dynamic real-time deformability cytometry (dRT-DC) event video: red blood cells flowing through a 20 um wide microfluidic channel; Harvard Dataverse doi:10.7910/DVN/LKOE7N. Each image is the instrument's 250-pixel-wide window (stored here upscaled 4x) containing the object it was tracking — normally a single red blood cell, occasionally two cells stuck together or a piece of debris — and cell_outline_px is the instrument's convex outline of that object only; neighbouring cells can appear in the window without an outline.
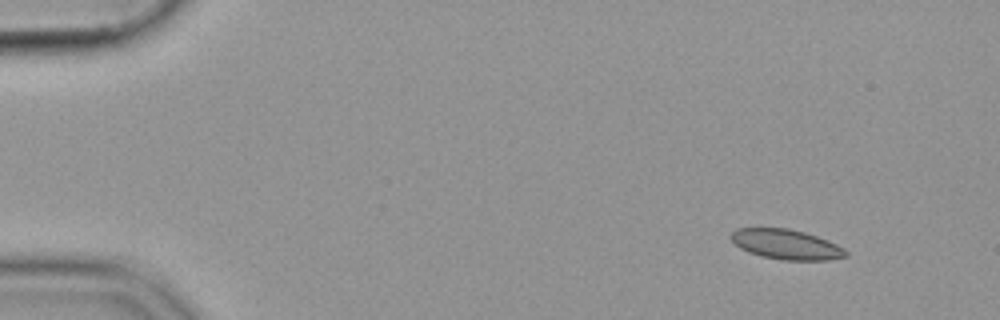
{"species": "common noctule bat (a hibernating species)", "species_latin": "Nyctalus noctula", "temperature_condition": "cold", "stored_images_in_passage": 50, "camera_frame_rate_fps": 3000, "um_per_image_px": 0.085, "animal": {"sex": "female", "body_mass_g": 19.9}, "frame": {"image": 1, "passage_image": 1, "time_ms": 0.0, "image_size_px": [1000, 320], "cell_outline_px": [[848, 256], [828, 260], [784, 260], [760, 256], [748, 252], [740, 248], [728, 236], [736, 228], [788, 228], [804, 232], [828, 240], [844, 248], [848, 252]], "centroid_in_image_um": [66.82, 20.77], "position_along_channel_um": 18.2, "area_um2": 20.11}}
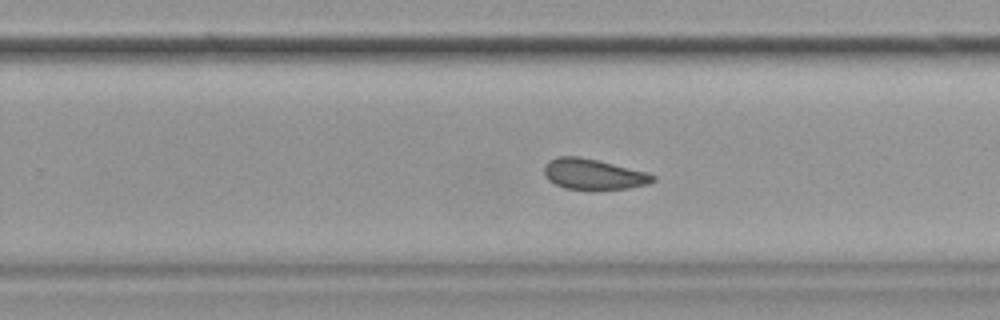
{"frame": {"image": 2, "passage_image": 31, "time_ms": 10.0, "image_size_px": [1000, 320], "cell_outline_px": [[656, 180], [648, 184], [628, 188], [592, 192], [564, 188], [548, 180], [544, 176], [544, 164], [548, 160], [556, 156], [580, 156], [644, 172], [656, 176]], "centroid_in_image_um": [50.38, 14.84], "position_along_channel_um": 279.4, "area_um2": 19.88}}
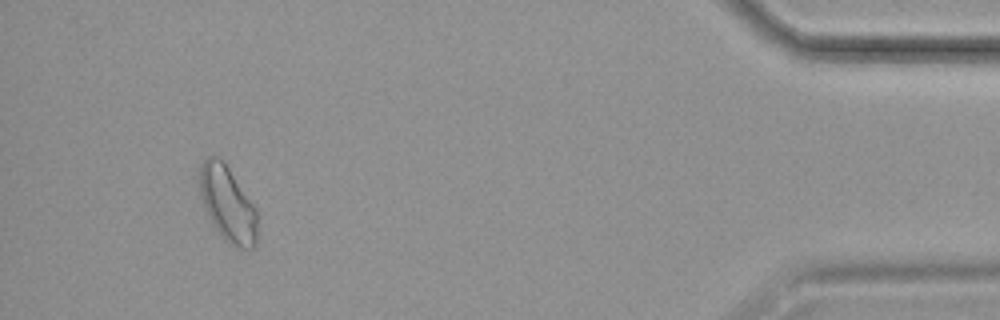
{"frame": {"image": 3, "passage_image": 47, "time_ms": 15.333, "image_size_px": [1000, 320], "cell_outline_px": [[256, 244], [252, 248], [240, 248], [228, 244], [224, 240], [212, 224], [204, 208], [200, 196], [200, 164], [208, 156], [220, 156], [252, 204], [256, 212]], "centroid_in_image_um": [19.31, 17.35], "position_along_channel_um": 415.9, "area_um2": 24.97}}